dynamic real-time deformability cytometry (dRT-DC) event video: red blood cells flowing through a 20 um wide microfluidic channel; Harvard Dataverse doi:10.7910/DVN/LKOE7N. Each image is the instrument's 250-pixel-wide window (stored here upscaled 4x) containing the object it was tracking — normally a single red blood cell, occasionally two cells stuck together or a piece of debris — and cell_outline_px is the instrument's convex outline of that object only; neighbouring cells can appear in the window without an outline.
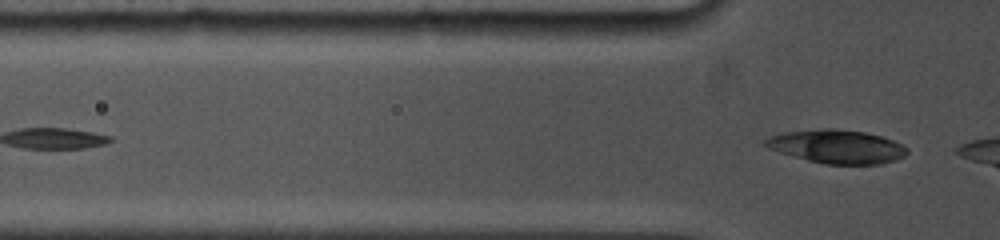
{"species": "common noctule bat (a hibernating species)", "species_latin": "Nyctalus noctula", "temperature_condition": "cold", "stored_images_in_passage": 10, "segment_of_instrument_passage": [2, 2], "camera_frame_rate_fps": 5000, "um_per_image_px": 0.085, "animal": {"sex": "female", "body_mass_g": 19.0, "forearm_length_mm": 53.3}, "frame": {"image": 1, "passage_image": 10, "time_ms": 4.2, "image_size_px": [1000, 240], "cell_outline_px": [[908, 152], [904, 156], [896, 160], [880, 164], [824, 164], [808, 160], [780, 152], [768, 148], [764, 144], [764, 140], [772, 136], [784, 132], [820, 128], [836, 128], [864, 132], [880, 136], [892, 140], [908, 148]], "centroid_in_image_um": [71.15, 12.45], "position_along_channel_um": 54.7, "area_um2": 27.57}}